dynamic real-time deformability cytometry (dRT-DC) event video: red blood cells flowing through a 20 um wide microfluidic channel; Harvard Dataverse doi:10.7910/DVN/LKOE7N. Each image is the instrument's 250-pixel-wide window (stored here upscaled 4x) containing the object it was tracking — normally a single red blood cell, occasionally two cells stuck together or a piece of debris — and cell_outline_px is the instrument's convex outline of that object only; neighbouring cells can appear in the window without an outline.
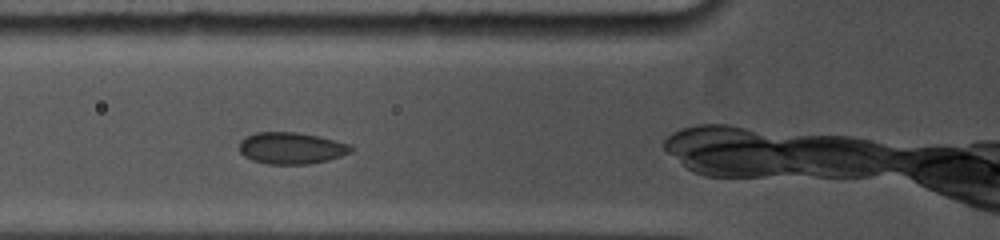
{"species": "common noctule bat (a hibernating species)", "species_latin": "Nyctalus noctula", "temperature_condition": "cold", "stored_images_in_passage": 3, "camera_frame_rate_fps": 5000, "um_per_image_px": 0.085, "animal": {"sex": "female", "body_mass_g": 19.0, "forearm_length_mm": 53.3}, "frame": {"image": 1, "passage_image": 2, "time_ms": 0.8, "image_size_px": [1000, 240], "cell_outline_px": [[356, 148], [352, 152], [328, 160], [308, 164], [268, 164], [252, 160], [244, 156], [240, 152], [240, 140], [256, 132], [296, 132], [316, 136], [352, 144]], "centroid_in_image_um": [24.79, 12.59], "position_along_channel_um": 101.0, "area_um2": 20.63}}
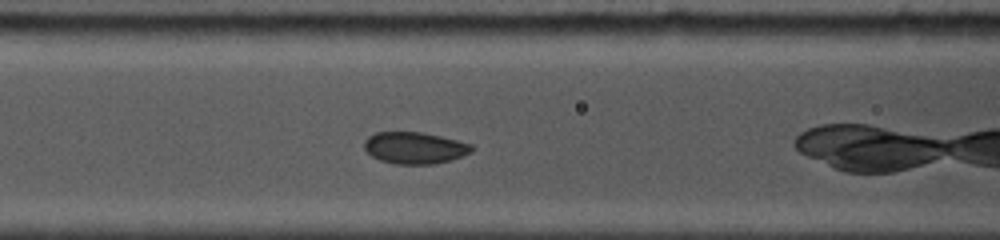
{"frame": {"image": 2, "passage_image": 3, "time_ms": 1.6, "image_size_px": [1000, 240], "cell_outline_px": [[476, 148], [472, 152], [452, 160], [432, 164], [392, 164], [380, 160], [372, 156], [364, 148], [364, 140], [368, 136], [376, 132], [420, 132], [440, 136], [472, 144]], "centroid_in_image_um": [35.26, 12.57], "position_along_channel_um": 131.3, "area_um2": 20.0}}